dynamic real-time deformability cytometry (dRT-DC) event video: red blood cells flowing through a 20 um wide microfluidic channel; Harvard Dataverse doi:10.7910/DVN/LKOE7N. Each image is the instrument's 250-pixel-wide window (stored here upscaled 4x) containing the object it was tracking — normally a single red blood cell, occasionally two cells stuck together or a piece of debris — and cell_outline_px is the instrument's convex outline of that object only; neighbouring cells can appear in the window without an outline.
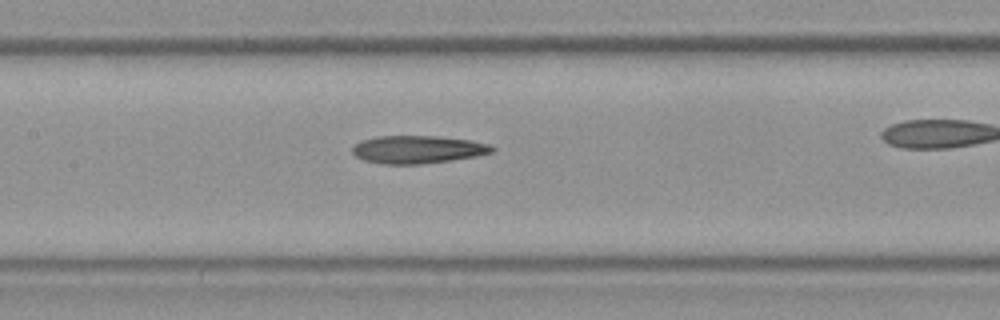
{"species": "Egyptian fruit bat (a non-hibernating species)", "species_latin": "Rousettus aegyptiacus", "temperature_condition": "room temperature", "stored_images_in_passage": 29, "camera_frame_rate_fps": 3000, "um_per_image_px": 0.085, "frame": {"image": 1, "passage_image": 17, "time_ms": 5.333, "image_size_px": [1000, 320], "cell_outline_px": [[496, 148], [492, 152], [476, 156], [452, 160], [420, 164], [380, 164], [364, 160], [356, 156], [352, 152], [352, 148], [360, 140], [376, 136], [436, 136], [468, 140], [488, 144]], "centroid_in_image_um": [35.47, 12.71], "position_along_channel_um": 171.9, "area_um2": 22.6}}
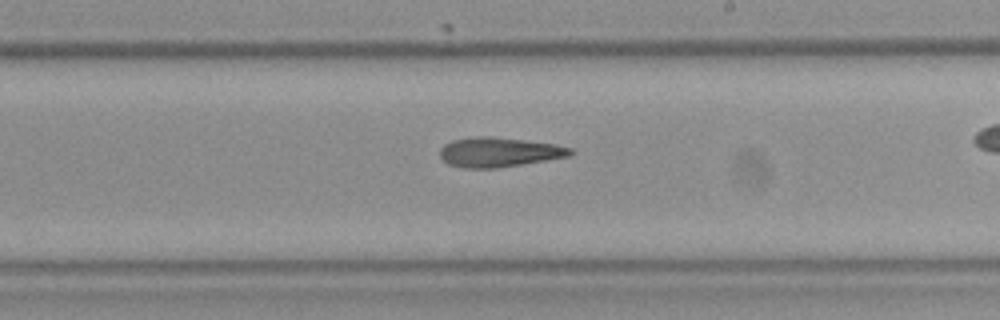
{"frame": {"image": 2, "passage_image": 21, "time_ms": 6.667, "image_size_px": [1000, 320], "cell_outline_px": [[576, 152], [572, 156], [548, 160], [496, 168], [464, 168], [448, 164], [440, 156], [440, 148], [444, 144], [452, 140], [480, 136], [488, 136], [524, 140], [556, 144], [572, 148]], "centroid_in_image_um": [42.46, 12.93], "position_along_channel_um": 246.5, "area_um2": 22.6}}